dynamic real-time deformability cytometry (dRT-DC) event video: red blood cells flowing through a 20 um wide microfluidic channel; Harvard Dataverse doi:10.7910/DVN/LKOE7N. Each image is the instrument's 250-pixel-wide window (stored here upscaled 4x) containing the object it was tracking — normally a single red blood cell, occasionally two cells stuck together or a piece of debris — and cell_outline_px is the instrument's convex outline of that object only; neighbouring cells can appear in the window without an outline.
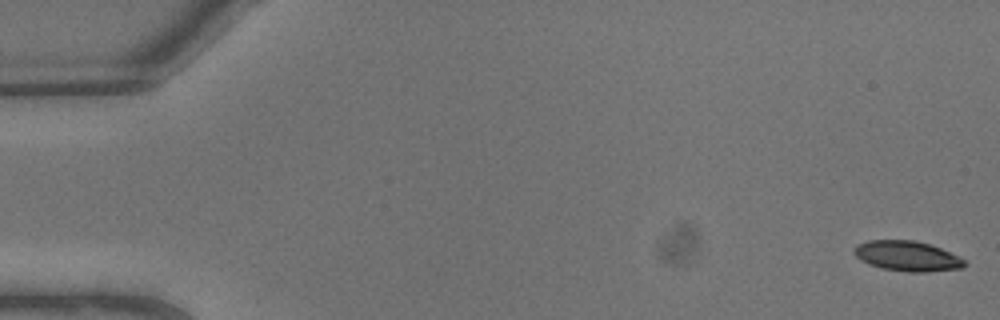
{"species": "common noctule bat (a hibernating species)", "species_latin": "Nyctalus noctula", "temperature_condition": "warm", "stored_images_in_passage": 7, "camera_frame_rate_fps": 3000, "um_per_image_px": 0.085, "animal": {"sex": "male", "body_mass_g": 13.3}, "frame": {"image": 1, "passage_image": 1, "time_ms": 0.0, "image_size_px": [1000, 320], "cell_outline_px": [[964, 268], [924, 272], [908, 272], [880, 268], [868, 264], [860, 260], [852, 252], [852, 248], [856, 244], [868, 240], [916, 240], [940, 248], [960, 256], [964, 260]], "centroid_in_image_um": [77.06, 21.76], "position_along_channel_um": 7.9, "area_um2": 19.59}}
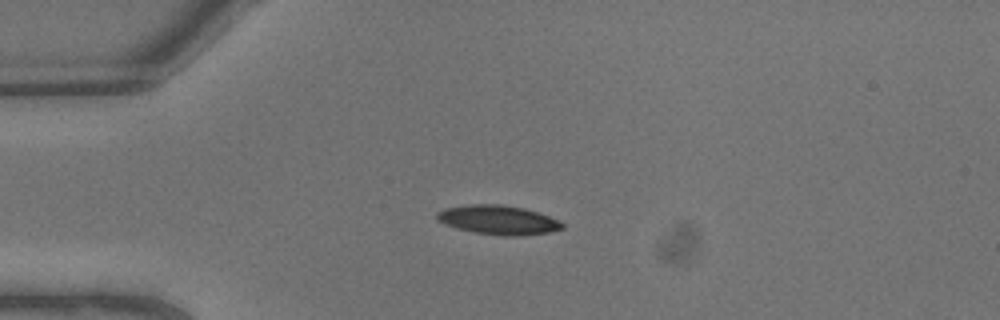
{"frame": {"image": 2, "passage_image": 6, "time_ms": 1.667, "image_size_px": [1000, 320], "cell_outline_px": [[564, 228], [548, 232], [520, 236], [504, 236], [476, 232], [456, 228], [444, 224], [436, 216], [436, 212], [444, 208], [472, 204], [500, 204], [524, 208], [560, 220], [564, 224]], "centroid_in_image_um": [42.36, 18.69], "position_along_channel_um": 42.6, "area_um2": 21.21}}